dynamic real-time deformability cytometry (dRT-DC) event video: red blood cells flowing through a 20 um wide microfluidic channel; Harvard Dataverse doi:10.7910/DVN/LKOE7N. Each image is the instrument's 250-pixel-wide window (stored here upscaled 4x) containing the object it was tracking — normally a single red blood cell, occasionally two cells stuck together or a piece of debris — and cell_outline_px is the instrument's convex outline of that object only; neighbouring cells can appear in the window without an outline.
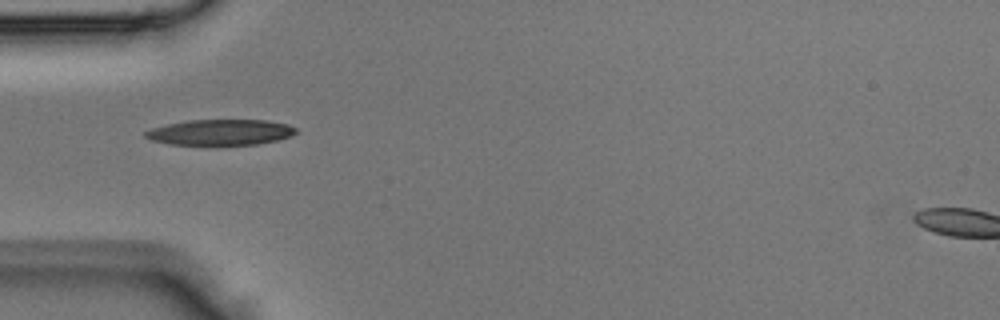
{"species": "Egyptian fruit bat (a non-hibernating species)", "species_latin": "Rousettus aegyptiacus", "temperature_condition": "room temperature", "stored_images_in_passage": 3, "camera_frame_rate_fps": 3000, "um_per_image_px": 0.085, "animal": {"sex": "male"}, "frame": {"image": 1, "passage_image": 3, "time_ms": 0.667, "image_size_px": [1000, 320], "cell_outline_px": [[300, 132], [292, 136], [276, 140], [256, 144], [172, 144], [152, 140], [144, 136], [144, 132], [152, 128], [168, 124], [188, 120], [264, 120], [288, 124], [296, 128]], "centroid_in_image_um": [18.78, 11.23], "position_along_channel_um": 66.2, "area_um2": 22.31}}